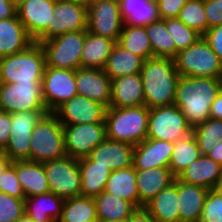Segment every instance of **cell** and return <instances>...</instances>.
Masks as SVG:
<instances>
[{
	"instance_id": "cell-3",
	"label": "cell",
	"mask_w": 222,
	"mask_h": 222,
	"mask_svg": "<svg viewBox=\"0 0 222 222\" xmlns=\"http://www.w3.org/2000/svg\"><path fill=\"white\" fill-rule=\"evenodd\" d=\"M150 109L146 105L106 109V138L137 145L148 133Z\"/></svg>"
},
{
	"instance_id": "cell-45",
	"label": "cell",
	"mask_w": 222,
	"mask_h": 222,
	"mask_svg": "<svg viewBox=\"0 0 222 222\" xmlns=\"http://www.w3.org/2000/svg\"><path fill=\"white\" fill-rule=\"evenodd\" d=\"M208 29L222 24V0H204Z\"/></svg>"
},
{
	"instance_id": "cell-56",
	"label": "cell",
	"mask_w": 222,
	"mask_h": 222,
	"mask_svg": "<svg viewBox=\"0 0 222 222\" xmlns=\"http://www.w3.org/2000/svg\"><path fill=\"white\" fill-rule=\"evenodd\" d=\"M12 4H14L16 7L20 6L24 1L26 0H9Z\"/></svg>"
},
{
	"instance_id": "cell-17",
	"label": "cell",
	"mask_w": 222,
	"mask_h": 222,
	"mask_svg": "<svg viewBox=\"0 0 222 222\" xmlns=\"http://www.w3.org/2000/svg\"><path fill=\"white\" fill-rule=\"evenodd\" d=\"M111 81L103 69L80 67L76 70L78 95L97 101L106 108L111 104Z\"/></svg>"
},
{
	"instance_id": "cell-24",
	"label": "cell",
	"mask_w": 222,
	"mask_h": 222,
	"mask_svg": "<svg viewBox=\"0 0 222 222\" xmlns=\"http://www.w3.org/2000/svg\"><path fill=\"white\" fill-rule=\"evenodd\" d=\"M34 42L18 15L0 20V58L17 54Z\"/></svg>"
},
{
	"instance_id": "cell-2",
	"label": "cell",
	"mask_w": 222,
	"mask_h": 222,
	"mask_svg": "<svg viewBox=\"0 0 222 222\" xmlns=\"http://www.w3.org/2000/svg\"><path fill=\"white\" fill-rule=\"evenodd\" d=\"M140 75L143 83L144 105L149 109L174 104L180 78L176 64L170 58H150L143 62Z\"/></svg>"
},
{
	"instance_id": "cell-54",
	"label": "cell",
	"mask_w": 222,
	"mask_h": 222,
	"mask_svg": "<svg viewBox=\"0 0 222 222\" xmlns=\"http://www.w3.org/2000/svg\"><path fill=\"white\" fill-rule=\"evenodd\" d=\"M14 222H36L35 220H33L31 217H29L28 215L24 214L21 218L17 219Z\"/></svg>"
},
{
	"instance_id": "cell-51",
	"label": "cell",
	"mask_w": 222,
	"mask_h": 222,
	"mask_svg": "<svg viewBox=\"0 0 222 222\" xmlns=\"http://www.w3.org/2000/svg\"><path fill=\"white\" fill-rule=\"evenodd\" d=\"M210 118L222 120V91L211 104Z\"/></svg>"
},
{
	"instance_id": "cell-18",
	"label": "cell",
	"mask_w": 222,
	"mask_h": 222,
	"mask_svg": "<svg viewBox=\"0 0 222 222\" xmlns=\"http://www.w3.org/2000/svg\"><path fill=\"white\" fill-rule=\"evenodd\" d=\"M174 143L165 140L145 139L135 145L132 166L135 170L158 167L169 168Z\"/></svg>"
},
{
	"instance_id": "cell-7",
	"label": "cell",
	"mask_w": 222,
	"mask_h": 222,
	"mask_svg": "<svg viewBox=\"0 0 222 222\" xmlns=\"http://www.w3.org/2000/svg\"><path fill=\"white\" fill-rule=\"evenodd\" d=\"M85 36L86 31H71L41 41L46 66L70 70L80 68Z\"/></svg>"
},
{
	"instance_id": "cell-15",
	"label": "cell",
	"mask_w": 222,
	"mask_h": 222,
	"mask_svg": "<svg viewBox=\"0 0 222 222\" xmlns=\"http://www.w3.org/2000/svg\"><path fill=\"white\" fill-rule=\"evenodd\" d=\"M87 14V31L118 42L124 25L118 0H106L91 5L87 8Z\"/></svg>"
},
{
	"instance_id": "cell-46",
	"label": "cell",
	"mask_w": 222,
	"mask_h": 222,
	"mask_svg": "<svg viewBox=\"0 0 222 222\" xmlns=\"http://www.w3.org/2000/svg\"><path fill=\"white\" fill-rule=\"evenodd\" d=\"M188 0H158V13L161 20L177 18L180 10Z\"/></svg>"
},
{
	"instance_id": "cell-39",
	"label": "cell",
	"mask_w": 222,
	"mask_h": 222,
	"mask_svg": "<svg viewBox=\"0 0 222 222\" xmlns=\"http://www.w3.org/2000/svg\"><path fill=\"white\" fill-rule=\"evenodd\" d=\"M201 155H207L222 140V120L208 118L192 128Z\"/></svg>"
},
{
	"instance_id": "cell-9",
	"label": "cell",
	"mask_w": 222,
	"mask_h": 222,
	"mask_svg": "<svg viewBox=\"0 0 222 222\" xmlns=\"http://www.w3.org/2000/svg\"><path fill=\"white\" fill-rule=\"evenodd\" d=\"M49 192L63 199L81 196L79 159L65 156L44 162Z\"/></svg>"
},
{
	"instance_id": "cell-14",
	"label": "cell",
	"mask_w": 222,
	"mask_h": 222,
	"mask_svg": "<svg viewBox=\"0 0 222 222\" xmlns=\"http://www.w3.org/2000/svg\"><path fill=\"white\" fill-rule=\"evenodd\" d=\"M67 156L81 159L106 139L105 123L63 125Z\"/></svg>"
},
{
	"instance_id": "cell-19",
	"label": "cell",
	"mask_w": 222,
	"mask_h": 222,
	"mask_svg": "<svg viewBox=\"0 0 222 222\" xmlns=\"http://www.w3.org/2000/svg\"><path fill=\"white\" fill-rule=\"evenodd\" d=\"M56 0H26L17 7V15L35 40L51 23Z\"/></svg>"
},
{
	"instance_id": "cell-38",
	"label": "cell",
	"mask_w": 222,
	"mask_h": 222,
	"mask_svg": "<svg viewBox=\"0 0 222 222\" xmlns=\"http://www.w3.org/2000/svg\"><path fill=\"white\" fill-rule=\"evenodd\" d=\"M146 32L155 58H176L175 43L165 27V19L146 25Z\"/></svg>"
},
{
	"instance_id": "cell-36",
	"label": "cell",
	"mask_w": 222,
	"mask_h": 222,
	"mask_svg": "<svg viewBox=\"0 0 222 222\" xmlns=\"http://www.w3.org/2000/svg\"><path fill=\"white\" fill-rule=\"evenodd\" d=\"M200 156L201 152L193 133L175 142L172 156L169 161V169L172 175L177 178Z\"/></svg>"
},
{
	"instance_id": "cell-30",
	"label": "cell",
	"mask_w": 222,
	"mask_h": 222,
	"mask_svg": "<svg viewBox=\"0 0 222 222\" xmlns=\"http://www.w3.org/2000/svg\"><path fill=\"white\" fill-rule=\"evenodd\" d=\"M104 191L131 202L139 209L136 170L133 166L111 171Z\"/></svg>"
},
{
	"instance_id": "cell-55",
	"label": "cell",
	"mask_w": 222,
	"mask_h": 222,
	"mask_svg": "<svg viewBox=\"0 0 222 222\" xmlns=\"http://www.w3.org/2000/svg\"><path fill=\"white\" fill-rule=\"evenodd\" d=\"M69 1L80 4L86 8H88L90 6V0H69Z\"/></svg>"
},
{
	"instance_id": "cell-13",
	"label": "cell",
	"mask_w": 222,
	"mask_h": 222,
	"mask_svg": "<svg viewBox=\"0 0 222 222\" xmlns=\"http://www.w3.org/2000/svg\"><path fill=\"white\" fill-rule=\"evenodd\" d=\"M54 17L48 27L34 40L40 43L71 31L87 30V8L69 0H56Z\"/></svg>"
},
{
	"instance_id": "cell-43",
	"label": "cell",
	"mask_w": 222,
	"mask_h": 222,
	"mask_svg": "<svg viewBox=\"0 0 222 222\" xmlns=\"http://www.w3.org/2000/svg\"><path fill=\"white\" fill-rule=\"evenodd\" d=\"M199 222H222V192L219 188L207 193Z\"/></svg>"
},
{
	"instance_id": "cell-25",
	"label": "cell",
	"mask_w": 222,
	"mask_h": 222,
	"mask_svg": "<svg viewBox=\"0 0 222 222\" xmlns=\"http://www.w3.org/2000/svg\"><path fill=\"white\" fill-rule=\"evenodd\" d=\"M144 208L157 222H180L178 178L162 189Z\"/></svg>"
},
{
	"instance_id": "cell-32",
	"label": "cell",
	"mask_w": 222,
	"mask_h": 222,
	"mask_svg": "<svg viewBox=\"0 0 222 222\" xmlns=\"http://www.w3.org/2000/svg\"><path fill=\"white\" fill-rule=\"evenodd\" d=\"M115 43L110 38L97 36L86 30L81 55V67L104 69Z\"/></svg>"
},
{
	"instance_id": "cell-58",
	"label": "cell",
	"mask_w": 222,
	"mask_h": 222,
	"mask_svg": "<svg viewBox=\"0 0 222 222\" xmlns=\"http://www.w3.org/2000/svg\"><path fill=\"white\" fill-rule=\"evenodd\" d=\"M220 83H221V91H222V76L220 77Z\"/></svg>"
},
{
	"instance_id": "cell-26",
	"label": "cell",
	"mask_w": 222,
	"mask_h": 222,
	"mask_svg": "<svg viewBox=\"0 0 222 222\" xmlns=\"http://www.w3.org/2000/svg\"><path fill=\"white\" fill-rule=\"evenodd\" d=\"M209 189L187 184L178 179L180 222H199Z\"/></svg>"
},
{
	"instance_id": "cell-52",
	"label": "cell",
	"mask_w": 222,
	"mask_h": 222,
	"mask_svg": "<svg viewBox=\"0 0 222 222\" xmlns=\"http://www.w3.org/2000/svg\"><path fill=\"white\" fill-rule=\"evenodd\" d=\"M207 156L222 165V140L210 151Z\"/></svg>"
},
{
	"instance_id": "cell-41",
	"label": "cell",
	"mask_w": 222,
	"mask_h": 222,
	"mask_svg": "<svg viewBox=\"0 0 222 222\" xmlns=\"http://www.w3.org/2000/svg\"><path fill=\"white\" fill-rule=\"evenodd\" d=\"M165 27L175 43L176 56L181 50L193 45L202 35L185 26L178 18L165 19Z\"/></svg>"
},
{
	"instance_id": "cell-33",
	"label": "cell",
	"mask_w": 222,
	"mask_h": 222,
	"mask_svg": "<svg viewBox=\"0 0 222 222\" xmlns=\"http://www.w3.org/2000/svg\"><path fill=\"white\" fill-rule=\"evenodd\" d=\"M81 196L96 197L105 189L111 170L106 166L95 165L87 157L79 159Z\"/></svg>"
},
{
	"instance_id": "cell-12",
	"label": "cell",
	"mask_w": 222,
	"mask_h": 222,
	"mask_svg": "<svg viewBox=\"0 0 222 222\" xmlns=\"http://www.w3.org/2000/svg\"><path fill=\"white\" fill-rule=\"evenodd\" d=\"M42 96L48 113L78 95L76 70L45 67L42 78Z\"/></svg>"
},
{
	"instance_id": "cell-53",
	"label": "cell",
	"mask_w": 222,
	"mask_h": 222,
	"mask_svg": "<svg viewBox=\"0 0 222 222\" xmlns=\"http://www.w3.org/2000/svg\"><path fill=\"white\" fill-rule=\"evenodd\" d=\"M12 163L10 158L0 151V176L7 169V167Z\"/></svg>"
},
{
	"instance_id": "cell-37",
	"label": "cell",
	"mask_w": 222,
	"mask_h": 222,
	"mask_svg": "<svg viewBox=\"0 0 222 222\" xmlns=\"http://www.w3.org/2000/svg\"><path fill=\"white\" fill-rule=\"evenodd\" d=\"M57 222H98L94 198L79 196L65 199Z\"/></svg>"
},
{
	"instance_id": "cell-47",
	"label": "cell",
	"mask_w": 222,
	"mask_h": 222,
	"mask_svg": "<svg viewBox=\"0 0 222 222\" xmlns=\"http://www.w3.org/2000/svg\"><path fill=\"white\" fill-rule=\"evenodd\" d=\"M202 36L222 61V24L208 29Z\"/></svg>"
},
{
	"instance_id": "cell-21",
	"label": "cell",
	"mask_w": 222,
	"mask_h": 222,
	"mask_svg": "<svg viewBox=\"0 0 222 222\" xmlns=\"http://www.w3.org/2000/svg\"><path fill=\"white\" fill-rule=\"evenodd\" d=\"M177 178L187 184H193L209 190L217 189L222 181V165L207 155H201Z\"/></svg>"
},
{
	"instance_id": "cell-23",
	"label": "cell",
	"mask_w": 222,
	"mask_h": 222,
	"mask_svg": "<svg viewBox=\"0 0 222 222\" xmlns=\"http://www.w3.org/2000/svg\"><path fill=\"white\" fill-rule=\"evenodd\" d=\"M175 177L167 167L136 170V185L139 193V208H143L162 189L174 182Z\"/></svg>"
},
{
	"instance_id": "cell-4",
	"label": "cell",
	"mask_w": 222,
	"mask_h": 222,
	"mask_svg": "<svg viewBox=\"0 0 222 222\" xmlns=\"http://www.w3.org/2000/svg\"><path fill=\"white\" fill-rule=\"evenodd\" d=\"M45 67L44 50L34 42L17 54L0 58V83H41Z\"/></svg>"
},
{
	"instance_id": "cell-1",
	"label": "cell",
	"mask_w": 222,
	"mask_h": 222,
	"mask_svg": "<svg viewBox=\"0 0 222 222\" xmlns=\"http://www.w3.org/2000/svg\"><path fill=\"white\" fill-rule=\"evenodd\" d=\"M220 91V78L180 76L174 105L194 128L210 118L211 104Z\"/></svg>"
},
{
	"instance_id": "cell-5",
	"label": "cell",
	"mask_w": 222,
	"mask_h": 222,
	"mask_svg": "<svg viewBox=\"0 0 222 222\" xmlns=\"http://www.w3.org/2000/svg\"><path fill=\"white\" fill-rule=\"evenodd\" d=\"M30 161L44 163L66 156L63 125L53 113H47L34 127Z\"/></svg>"
},
{
	"instance_id": "cell-57",
	"label": "cell",
	"mask_w": 222,
	"mask_h": 222,
	"mask_svg": "<svg viewBox=\"0 0 222 222\" xmlns=\"http://www.w3.org/2000/svg\"><path fill=\"white\" fill-rule=\"evenodd\" d=\"M106 0H90V6Z\"/></svg>"
},
{
	"instance_id": "cell-42",
	"label": "cell",
	"mask_w": 222,
	"mask_h": 222,
	"mask_svg": "<svg viewBox=\"0 0 222 222\" xmlns=\"http://www.w3.org/2000/svg\"><path fill=\"white\" fill-rule=\"evenodd\" d=\"M25 214V198L0 192V222H14Z\"/></svg>"
},
{
	"instance_id": "cell-20",
	"label": "cell",
	"mask_w": 222,
	"mask_h": 222,
	"mask_svg": "<svg viewBox=\"0 0 222 222\" xmlns=\"http://www.w3.org/2000/svg\"><path fill=\"white\" fill-rule=\"evenodd\" d=\"M134 145L106 138L87 156L95 165L108 167L111 171L132 166Z\"/></svg>"
},
{
	"instance_id": "cell-49",
	"label": "cell",
	"mask_w": 222,
	"mask_h": 222,
	"mask_svg": "<svg viewBox=\"0 0 222 222\" xmlns=\"http://www.w3.org/2000/svg\"><path fill=\"white\" fill-rule=\"evenodd\" d=\"M17 15V7L9 0H0V20Z\"/></svg>"
},
{
	"instance_id": "cell-8",
	"label": "cell",
	"mask_w": 222,
	"mask_h": 222,
	"mask_svg": "<svg viewBox=\"0 0 222 222\" xmlns=\"http://www.w3.org/2000/svg\"><path fill=\"white\" fill-rule=\"evenodd\" d=\"M191 133L192 127L176 105L150 108L147 139L175 143Z\"/></svg>"
},
{
	"instance_id": "cell-34",
	"label": "cell",
	"mask_w": 222,
	"mask_h": 222,
	"mask_svg": "<svg viewBox=\"0 0 222 222\" xmlns=\"http://www.w3.org/2000/svg\"><path fill=\"white\" fill-rule=\"evenodd\" d=\"M143 62L144 60L140 56L125 50L116 42L103 70L113 80L118 77L140 73Z\"/></svg>"
},
{
	"instance_id": "cell-31",
	"label": "cell",
	"mask_w": 222,
	"mask_h": 222,
	"mask_svg": "<svg viewBox=\"0 0 222 222\" xmlns=\"http://www.w3.org/2000/svg\"><path fill=\"white\" fill-rule=\"evenodd\" d=\"M124 24L146 26L160 20L157 2L150 0H118Z\"/></svg>"
},
{
	"instance_id": "cell-28",
	"label": "cell",
	"mask_w": 222,
	"mask_h": 222,
	"mask_svg": "<svg viewBox=\"0 0 222 222\" xmlns=\"http://www.w3.org/2000/svg\"><path fill=\"white\" fill-rule=\"evenodd\" d=\"M65 199L47 192L25 198V214L36 222H57L62 213Z\"/></svg>"
},
{
	"instance_id": "cell-59",
	"label": "cell",
	"mask_w": 222,
	"mask_h": 222,
	"mask_svg": "<svg viewBox=\"0 0 222 222\" xmlns=\"http://www.w3.org/2000/svg\"><path fill=\"white\" fill-rule=\"evenodd\" d=\"M219 189H220L221 192H222V181H221V184H220V186H219Z\"/></svg>"
},
{
	"instance_id": "cell-6",
	"label": "cell",
	"mask_w": 222,
	"mask_h": 222,
	"mask_svg": "<svg viewBox=\"0 0 222 222\" xmlns=\"http://www.w3.org/2000/svg\"><path fill=\"white\" fill-rule=\"evenodd\" d=\"M177 72L184 77L222 76V61L201 36L193 45L177 53Z\"/></svg>"
},
{
	"instance_id": "cell-22",
	"label": "cell",
	"mask_w": 222,
	"mask_h": 222,
	"mask_svg": "<svg viewBox=\"0 0 222 222\" xmlns=\"http://www.w3.org/2000/svg\"><path fill=\"white\" fill-rule=\"evenodd\" d=\"M139 105H144V91L140 73L118 77L111 81L110 107L126 108Z\"/></svg>"
},
{
	"instance_id": "cell-27",
	"label": "cell",
	"mask_w": 222,
	"mask_h": 222,
	"mask_svg": "<svg viewBox=\"0 0 222 222\" xmlns=\"http://www.w3.org/2000/svg\"><path fill=\"white\" fill-rule=\"evenodd\" d=\"M14 168L25 198L49 192L43 163L15 161Z\"/></svg>"
},
{
	"instance_id": "cell-35",
	"label": "cell",
	"mask_w": 222,
	"mask_h": 222,
	"mask_svg": "<svg viewBox=\"0 0 222 222\" xmlns=\"http://www.w3.org/2000/svg\"><path fill=\"white\" fill-rule=\"evenodd\" d=\"M117 43L132 54L140 56L144 61L154 58L146 26L124 24Z\"/></svg>"
},
{
	"instance_id": "cell-44",
	"label": "cell",
	"mask_w": 222,
	"mask_h": 222,
	"mask_svg": "<svg viewBox=\"0 0 222 222\" xmlns=\"http://www.w3.org/2000/svg\"><path fill=\"white\" fill-rule=\"evenodd\" d=\"M0 192L15 198H25L20 182L17 179L14 162L0 176Z\"/></svg>"
},
{
	"instance_id": "cell-40",
	"label": "cell",
	"mask_w": 222,
	"mask_h": 222,
	"mask_svg": "<svg viewBox=\"0 0 222 222\" xmlns=\"http://www.w3.org/2000/svg\"><path fill=\"white\" fill-rule=\"evenodd\" d=\"M177 18L187 27L203 35L207 30L204 0H188L180 10Z\"/></svg>"
},
{
	"instance_id": "cell-10",
	"label": "cell",
	"mask_w": 222,
	"mask_h": 222,
	"mask_svg": "<svg viewBox=\"0 0 222 222\" xmlns=\"http://www.w3.org/2000/svg\"><path fill=\"white\" fill-rule=\"evenodd\" d=\"M48 111L11 113V133L8 144L2 150L12 162L30 161L32 131Z\"/></svg>"
},
{
	"instance_id": "cell-50",
	"label": "cell",
	"mask_w": 222,
	"mask_h": 222,
	"mask_svg": "<svg viewBox=\"0 0 222 222\" xmlns=\"http://www.w3.org/2000/svg\"><path fill=\"white\" fill-rule=\"evenodd\" d=\"M128 222H157L151 214L143 207L137 209Z\"/></svg>"
},
{
	"instance_id": "cell-11",
	"label": "cell",
	"mask_w": 222,
	"mask_h": 222,
	"mask_svg": "<svg viewBox=\"0 0 222 222\" xmlns=\"http://www.w3.org/2000/svg\"><path fill=\"white\" fill-rule=\"evenodd\" d=\"M0 110L8 113L47 111L42 83H0Z\"/></svg>"
},
{
	"instance_id": "cell-16",
	"label": "cell",
	"mask_w": 222,
	"mask_h": 222,
	"mask_svg": "<svg viewBox=\"0 0 222 222\" xmlns=\"http://www.w3.org/2000/svg\"><path fill=\"white\" fill-rule=\"evenodd\" d=\"M106 107L81 95L60 105L53 114L62 125L105 123Z\"/></svg>"
},
{
	"instance_id": "cell-29",
	"label": "cell",
	"mask_w": 222,
	"mask_h": 222,
	"mask_svg": "<svg viewBox=\"0 0 222 222\" xmlns=\"http://www.w3.org/2000/svg\"><path fill=\"white\" fill-rule=\"evenodd\" d=\"M94 200L98 222H126L137 210L131 202L106 191Z\"/></svg>"
},
{
	"instance_id": "cell-48",
	"label": "cell",
	"mask_w": 222,
	"mask_h": 222,
	"mask_svg": "<svg viewBox=\"0 0 222 222\" xmlns=\"http://www.w3.org/2000/svg\"><path fill=\"white\" fill-rule=\"evenodd\" d=\"M11 133V114L0 110V151L8 144Z\"/></svg>"
}]
</instances>
